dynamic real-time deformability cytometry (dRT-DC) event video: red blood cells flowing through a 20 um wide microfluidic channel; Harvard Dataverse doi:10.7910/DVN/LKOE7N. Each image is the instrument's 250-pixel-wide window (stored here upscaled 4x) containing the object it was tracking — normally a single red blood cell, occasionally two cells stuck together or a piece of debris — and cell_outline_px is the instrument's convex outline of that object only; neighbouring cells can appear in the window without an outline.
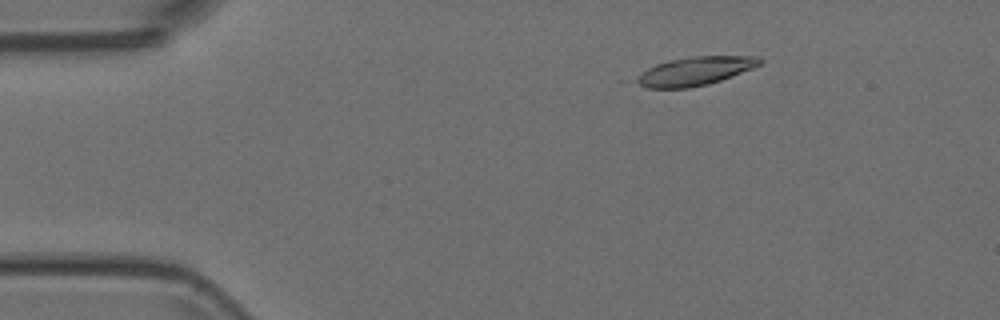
{"species": "Egyptian fruit bat (a non-hibernating species)", "species_latin": "Rousettus aegyptiacus", "temperature_condition": "room temperature", "stored_images_in_passage": 5, "camera_frame_rate_fps": 3000, "um_per_image_px": 0.085, "animal": {"sex": "female"}, "frame": {"image": 1, "passage_image": 3, "time_ms": 0.667, "image_size_px": [1000, 320], "cell_outline_px": [[764, 60], [760, 64], [752, 68], [720, 80], [708, 84], [688, 88], [648, 88], [632, 80], [648, 68], [656, 64], [668, 60], [692, 56], [760, 56]], "centroid_in_image_um": [59.07, 6.03], "position_along_channel_um": 25.9, "area_um2": 20.4}}